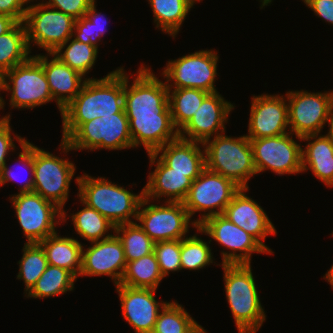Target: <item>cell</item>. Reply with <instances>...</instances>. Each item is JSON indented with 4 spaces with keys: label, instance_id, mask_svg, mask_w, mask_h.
I'll return each mask as SVG.
<instances>
[{
    "label": "cell",
    "instance_id": "obj_25",
    "mask_svg": "<svg viewBox=\"0 0 333 333\" xmlns=\"http://www.w3.org/2000/svg\"><path fill=\"white\" fill-rule=\"evenodd\" d=\"M301 141L309 142L301 149L302 172L310 169L327 187H333V140L330 134H309L301 137Z\"/></svg>",
    "mask_w": 333,
    "mask_h": 333
},
{
    "label": "cell",
    "instance_id": "obj_43",
    "mask_svg": "<svg viewBox=\"0 0 333 333\" xmlns=\"http://www.w3.org/2000/svg\"><path fill=\"white\" fill-rule=\"evenodd\" d=\"M94 1L95 0H49L48 2L44 1V3L50 8L60 10L74 19H80L82 16L86 15V12Z\"/></svg>",
    "mask_w": 333,
    "mask_h": 333
},
{
    "label": "cell",
    "instance_id": "obj_17",
    "mask_svg": "<svg viewBox=\"0 0 333 333\" xmlns=\"http://www.w3.org/2000/svg\"><path fill=\"white\" fill-rule=\"evenodd\" d=\"M233 109V104L225 101L218 91L209 93L193 117L179 131V138L203 144L211 137L223 134Z\"/></svg>",
    "mask_w": 333,
    "mask_h": 333
},
{
    "label": "cell",
    "instance_id": "obj_48",
    "mask_svg": "<svg viewBox=\"0 0 333 333\" xmlns=\"http://www.w3.org/2000/svg\"><path fill=\"white\" fill-rule=\"evenodd\" d=\"M0 91H2L1 90V76H0ZM4 105H5V101L3 99V96L2 97L0 96V109H4Z\"/></svg>",
    "mask_w": 333,
    "mask_h": 333
},
{
    "label": "cell",
    "instance_id": "obj_42",
    "mask_svg": "<svg viewBox=\"0 0 333 333\" xmlns=\"http://www.w3.org/2000/svg\"><path fill=\"white\" fill-rule=\"evenodd\" d=\"M10 114L5 115V117L0 118V173L3 166L6 164V158L9 152L16 150V144L13 140L17 141L20 145H22L27 139L22 138L21 136L15 135L12 137L11 132L12 128L10 126Z\"/></svg>",
    "mask_w": 333,
    "mask_h": 333
},
{
    "label": "cell",
    "instance_id": "obj_27",
    "mask_svg": "<svg viewBox=\"0 0 333 333\" xmlns=\"http://www.w3.org/2000/svg\"><path fill=\"white\" fill-rule=\"evenodd\" d=\"M44 249L49 265L70 271L79 277L82 265L83 245L75 238L55 234L39 242Z\"/></svg>",
    "mask_w": 333,
    "mask_h": 333
},
{
    "label": "cell",
    "instance_id": "obj_13",
    "mask_svg": "<svg viewBox=\"0 0 333 333\" xmlns=\"http://www.w3.org/2000/svg\"><path fill=\"white\" fill-rule=\"evenodd\" d=\"M10 197L26 243H39L57 232L55 228L62 222V210L54 203L33 191Z\"/></svg>",
    "mask_w": 333,
    "mask_h": 333
},
{
    "label": "cell",
    "instance_id": "obj_24",
    "mask_svg": "<svg viewBox=\"0 0 333 333\" xmlns=\"http://www.w3.org/2000/svg\"><path fill=\"white\" fill-rule=\"evenodd\" d=\"M48 56H53L51 60ZM43 66L44 73L49 83L53 100L57 103L59 111L62 110L77 96L87 79L67 64L61 62L52 53L34 56Z\"/></svg>",
    "mask_w": 333,
    "mask_h": 333
},
{
    "label": "cell",
    "instance_id": "obj_6",
    "mask_svg": "<svg viewBox=\"0 0 333 333\" xmlns=\"http://www.w3.org/2000/svg\"><path fill=\"white\" fill-rule=\"evenodd\" d=\"M33 167V192L62 210L63 223L67 219L63 207L69 197L70 182L76 166L69 159H62L33 144Z\"/></svg>",
    "mask_w": 333,
    "mask_h": 333
},
{
    "label": "cell",
    "instance_id": "obj_50",
    "mask_svg": "<svg viewBox=\"0 0 333 333\" xmlns=\"http://www.w3.org/2000/svg\"><path fill=\"white\" fill-rule=\"evenodd\" d=\"M260 2H262V4H261V9H262L264 6H267L268 4H270L272 2V0H260Z\"/></svg>",
    "mask_w": 333,
    "mask_h": 333
},
{
    "label": "cell",
    "instance_id": "obj_33",
    "mask_svg": "<svg viewBox=\"0 0 333 333\" xmlns=\"http://www.w3.org/2000/svg\"><path fill=\"white\" fill-rule=\"evenodd\" d=\"M80 202L84 208L70 215L77 234L89 242L110 238L113 234L108 231L111 229V232L112 230L114 232L115 226L98 211L90 208L81 200Z\"/></svg>",
    "mask_w": 333,
    "mask_h": 333
},
{
    "label": "cell",
    "instance_id": "obj_47",
    "mask_svg": "<svg viewBox=\"0 0 333 333\" xmlns=\"http://www.w3.org/2000/svg\"><path fill=\"white\" fill-rule=\"evenodd\" d=\"M323 277L328 281V283L333 288V265L331 266V268L328 270V272H326L325 276H323Z\"/></svg>",
    "mask_w": 333,
    "mask_h": 333
},
{
    "label": "cell",
    "instance_id": "obj_8",
    "mask_svg": "<svg viewBox=\"0 0 333 333\" xmlns=\"http://www.w3.org/2000/svg\"><path fill=\"white\" fill-rule=\"evenodd\" d=\"M289 131L301 141V137L321 133L324 124L333 118V91H288Z\"/></svg>",
    "mask_w": 333,
    "mask_h": 333
},
{
    "label": "cell",
    "instance_id": "obj_44",
    "mask_svg": "<svg viewBox=\"0 0 333 333\" xmlns=\"http://www.w3.org/2000/svg\"><path fill=\"white\" fill-rule=\"evenodd\" d=\"M33 0H0V14L14 18L17 22H23L28 9V4ZM27 6H24V5Z\"/></svg>",
    "mask_w": 333,
    "mask_h": 333
},
{
    "label": "cell",
    "instance_id": "obj_22",
    "mask_svg": "<svg viewBox=\"0 0 333 333\" xmlns=\"http://www.w3.org/2000/svg\"><path fill=\"white\" fill-rule=\"evenodd\" d=\"M249 189L241 188L227 205L223 216L253 236L268 252L273 253L263 243L267 235H275L277 231L263 208L245 193Z\"/></svg>",
    "mask_w": 333,
    "mask_h": 333
},
{
    "label": "cell",
    "instance_id": "obj_20",
    "mask_svg": "<svg viewBox=\"0 0 333 333\" xmlns=\"http://www.w3.org/2000/svg\"><path fill=\"white\" fill-rule=\"evenodd\" d=\"M119 294L122 315L135 333H152L156 320L168 302L160 303L155 298L156 289L132 288L116 285Z\"/></svg>",
    "mask_w": 333,
    "mask_h": 333
},
{
    "label": "cell",
    "instance_id": "obj_49",
    "mask_svg": "<svg viewBox=\"0 0 333 333\" xmlns=\"http://www.w3.org/2000/svg\"><path fill=\"white\" fill-rule=\"evenodd\" d=\"M329 126V131L328 133L330 134V136L332 137V140H333V118H332V121L330 124H328Z\"/></svg>",
    "mask_w": 333,
    "mask_h": 333
},
{
    "label": "cell",
    "instance_id": "obj_15",
    "mask_svg": "<svg viewBox=\"0 0 333 333\" xmlns=\"http://www.w3.org/2000/svg\"><path fill=\"white\" fill-rule=\"evenodd\" d=\"M292 135L288 132L275 137L249 139L257 174L268 169L281 176L302 173V146Z\"/></svg>",
    "mask_w": 333,
    "mask_h": 333
},
{
    "label": "cell",
    "instance_id": "obj_10",
    "mask_svg": "<svg viewBox=\"0 0 333 333\" xmlns=\"http://www.w3.org/2000/svg\"><path fill=\"white\" fill-rule=\"evenodd\" d=\"M150 202L152 201L145 197L142 198L136 221L139 222L138 225L155 243L168 240H182L189 233L190 224L195 228L198 227L191 220L183 202L165 201L163 205L149 204Z\"/></svg>",
    "mask_w": 333,
    "mask_h": 333
},
{
    "label": "cell",
    "instance_id": "obj_1",
    "mask_svg": "<svg viewBox=\"0 0 333 333\" xmlns=\"http://www.w3.org/2000/svg\"><path fill=\"white\" fill-rule=\"evenodd\" d=\"M115 113H125L123 67L104 78L85 81L77 96L62 110V140L66 141L83 123Z\"/></svg>",
    "mask_w": 333,
    "mask_h": 333
},
{
    "label": "cell",
    "instance_id": "obj_31",
    "mask_svg": "<svg viewBox=\"0 0 333 333\" xmlns=\"http://www.w3.org/2000/svg\"><path fill=\"white\" fill-rule=\"evenodd\" d=\"M156 28L176 37L193 5L188 0H148Z\"/></svg>",
    "mask_w": 333,
    "mask_h": 333
},
{
    "label": "cell",
    "instance_id": "obj_12",
    "mask_svg": "<svg viewBox=\"0 0 333 333\" xmlns=\"http://www.w3.org/2000/svg\"><path fill=\"white\" fill-rule=\"evenodd\" d=\"M218 58L216 51L212 49L200 50L169 60L161 75L166 78L167 88H195L208 93L217 92L214 81Z\"/></svg>",
    "mask_w": 333,
    "mask_h": 333
},
{
    "label": "cell",
    "instance_id": "obj_9",
    "mask_svg": "<svg viewBox=\"0 0 333 333\" xmlns=\"http://www.w3.org/2000/svg\"><path fill=\"white\" fill-rule=\"evenodd\" d=\"M75 20L43 1L29 5L23 21L29 49L31 42L47 53L54 52L73 36Z\"/></svg>",
    "mask_w": 333,
    "mask_h": 333
},
{
    "label": "cell",
    "instance_id": "obj_41",
    "mask_svg": "<svg viewBox=\"0 0 333 333\" xmlns=\"http://www.w3.org/2000/svg\"><path fill=\"white\" fill-rule=\"evenodd\" d=\"M22 148V152L19 153V161L20 164H23L28 172H31V177L28 180H22L21 182L25 181L23 183V186H20L19 193H25V192H32L34 187V179H33V143H30L28 140H26L22 145H20ZM19 164V165H20ZM19 176H17L13 170L9 169L7 167V163L3 166L1 173H0V186L5 185L6 182L16 181L19 180Z\"/></svg>",
    "mask_w": 333,
    "mask_h": 333
},
{
    "label": "cell",
    "instance_id": "obj_21",
    "mask_svg": "<svg viewBox=\"0 0 333 333\" xmlns=\"http://www.w3.org/2000/svg\"><path fill=\"white\" fill-rule=\"evenodd\" d=\"M148 156L151 163L150 166H156L154 171L149 173L148 182L143 187L144 197L149 200H157L163 196L168 197L166 202H183L189 192L192 181L201 173L175 172L155 152L149 153Z\"/></svg>",
    "mask_w": 333,
    "mask_h": 333
},
{
    "label": "cell",
    "instance_id": "obj_32",
    "mask_svg": "<svg viewBox=\"0 0 333 333\" xmlns=\"http://www.w3.org/2000/svg\"><path fill=\"white\" fill-rule=\"evenodd\" d=\"M152 333H207L183 306L175 301L168 302L159 312Z\"/></svg>",
    "mask_w": 333,
    "mask_h": 333
},
{
    "label": "cell",
    "instance_id": "obj_38",
    "mask_svg": "<svg viewBox=\"0 0 333 333\" xmlns=\"http://www.w3.org/2000/svg\"><path fill=\"white\" fill-rule=\"evenodd\" d=\"M196 234L180 240L181 270H199L213 263V255L208 244Z\"/></svg>",
    "mask_w": 333,
    "mask_h": 333
},
{
    "label": "cell",
    "instance_id": "obj_18",
    "mask_svg": "<svg viewBox=\"0 0 333 333\" xmlns=\"http://www.w3.org/2000/svg\"><path fill=\"white\" fill-rule=\"evenodd\" d=\"M287 127L288 105L283 95L253 96L246 135L249 139L280 136L288 133Z\"/></svg>",
    "mask_w": 333,
    "mask_h": 333
},
{
    "label": "cell",
    "instance_id": "obj_40",
    "mask_svg": "<svg viewBox=\"0 0 333 333\" xmlns=\"http://www.w3.org/2000/svg\"><path fill=\"white\" fill-rule=\"evenodd\" d=\"M153 252L164 278L169 275L170 271L181 270L180 240L156 242Z\"/></svg>",
    "mask_w": 333,
    "mask_h": 333
},
{
    "label": "cell",
    "instance_id": "obj_51",
    "mask_svg": "<svg viewBox=\"0 0 333 333\" xmlns=\"http://www.w3.org/2000/svg\"><path fill=\"white\" fill-rule=\"evenodd\" d=\"M192 5L195 4V2L201 1V0H188Z\"/></svg>",
    "mask_w": 333,
    "mask_h": 333
},
{
    "label": "cell",
    "instance_id": "obj_39",
    "mask_svg": "<svg viewBox=\"0 0 333 333\" xmlns=\"http://www.w3.org/2000/svg\"><path fill=\"white\" fill-rule=\"evenodd\" d=\"M95 2L96 0L90 5L85 16L75 20L72 37L77 41L91 44L98 49V41L101 40V37H104L105 30H107L104 28L107 25V20L104 14L97 12Z\"/></svg>",
    "mask_w": 333,
    "mask_h": 333
},
{
    "label": "cell",
    "instance_id": "obj_7",
    "mask_svg": "<svg viewBox=\"0 0 333 333\" xmlns=\"http://www.w3.org/2000/svg\"><path fill=\"white\" fill-rule=\"evenodd\" d=\"M1 90L11 92L9 102L14 109H33L53 101L43 66L34 55L1 77Z\"/></svg>",
    "mask_w": 333,
    "mask_h": 333
},
{
    "label": "cell",
    "instance_id": "obj_37",
    "mask_svg": "<svg viewBox=\"0 0 333 333\" xmlns=\"http://www.w3.org/2000/svg\"><path fill=\"white\" fill-rule=\"evenodd\" d=\"M23 256L18 261L19 272L17 279H23L25 294L36 284L40 276L46 270L48 261L44 249L39 243H25Z\"/></svg>",
    "mask_w": 333,
    "mask_h": 333
},
{
    "label": "cell",
    "instance_id": "obj_46",
    "mask_svg": "<svg viewBox=\"0 0 333 333\" xmlns=\"http://www.w3.org/2000/svg\"><path fill=\"white\" fill-rule=\"evenodd\" d=\"M17 23L14 18L0 14V36L10 31Z\"/></svg>",
    "mask_w": 333,
    "mask_h": 333
},
{
    "label": "cell",
    "instance_id": "obj_2",
    "mask_svg": "<svg viewBox=\"0 0 333 333\" xmlns=\"http://www.w3.org/2000/svg\"><path fill=\"white\" fill-rule=\"evenodd\" d=\"M76 183L80 200L106 217L115 227L134 222L131 217L136 221L139 204L144 197L143 189L141 193L134 194L106 178H94L86 173L76 177Z\"/></svg>",
    "mask_w": 333,
    "mask_h": 333
},
{
    "label": "cell",
    "instance_id": "obj_16",
    "mask_svg": "<svg viewBox=\"0 0 333 333\" xmlns=\"http://www.w3.org/2000/svg\"><path fill=\"white\" fill-rule=\"evenodd\" d=\"M128 78L124 72L126 114L171 113L166 83L158 79L149 67L140 66L132 85Z\"/></svg>",
    "mask_w": 333,
    "mask_h": 333
},
{
    "label": "cell",
    "instance_id": "obj_4",
    "mask_svg": "<svg viewBox=\"0 0 333 333\" xmlns=\"http://www.w3.org/2000/svg\"><path fill=\"white\" fill-rule=\"evenodd\" d=\"M205 168L232 180L240 188L249 189L248 180L257 174L253 150L246 135L233 138L217 135L203 144Z\"/></svg>",
    "mask_w": 333,
    "mask_h": 333
},
{
    "label": "cell",
    "instance_id": "obj_35",
    "mask_svg": "<svg viewBox=\"0 0 333 333\" xmlns=\"http://www.w3.org/2000/svg\"><path fill=\"white\" fill-rule=\"evenodd\" d=\"M63 49L65 50L63 51ZM52 54L61 62L67 64L85 77V75L89 73V70L95 65L98 49L91 44H86L70 37V39L60 45Z\"/></svg>",
    "mask_w": 333,
    "mask_h": 333
},
{
    "label": "cell",
    "instance_id": "obj_5",
    "mask_svg": "<svg viewBox=\"0 0 333 333\" xmlns=\"http://www.w3.org/2000/svg\"><path fill=\"white\" fill-rule=\"evenodd\" d=\"M60 150H122L133 147L126 113L97 117L83 123L66 141L61 140Z\"/></svg>",
    "mask_w": 333,
    "mask_h": 333
},
{
    "label": "cell",
    "instance_id": "obj_26",
    "mask_svg": "<svg viewBox=\"0 0 333 333\" xmlns=\"http://www.w3.org/2000/svg\"><path fill=\"white\" fill-rule=\"evenodd\" d=\"M199 142L177 138L168 142L155 153L170 167L179 173H201L205 169V152ZM160 154V155H159Z\"/></svg>",
    "mask_w": 333,
    "mask_h": 333
},
{
    "label": "cell",
    "instance_id": "obj_14",
    "mask_svg": "<svg viewBox=\"0 0 333 333\" xmlns=\"http://www.w3.org/2000/svg\"><path fill=\"white\" fill-rule=\"evenodd\" d=\"M196 229L231 250L221 251V265L251 264V254L269 253L253 236L223 215L208 217Z\"/></svg>",
    "mask_w": 333,
    "mask_h": 333
},
{
    "label": "cell",
    "instance_id": "obj_45",
    "mask_svg": "<svg viewBox=\"0 0 333 333\" xmlns=\"http://www.w3.org/2000/svg\"><path fill=\"white\" fill-rule=\"evenodd\" d=\"M305 4L316 16L333 26V0H309Z\"/></svg>",
    "mask_w": 333,
    "mask_h": 333
},
{
    "label": "cell",
    "instance_id": "obj_28",
    "mask_svg": "<svg viewBox=\"0 0 333 333\" xmlns=\"http://www.w3.org/2000/svg\"><path fill=\"white\" fill-rule=\"evenodd\" d=\"M23 22L0 36V76L16 65L27 61L31 55Z\"/></svg>",
    "mask_w": 333,
    "mask_h": 333
},
{
    "label": "cell",
    "instance_id": "obj_34",
    "mask_svg": "<svg viewBox=\"0 0 333 333\" xmlns=\"http://www.w3.org/2000/svg\"><path fill=\"white\" fill-rule=\"evenodd\" d=\"M76 277L68 270L49 265L26 297L48 298L72 291Z\"/></svg>",
    "mask_w": 333,
    "mask_h": 333
},
{
    "label": "cell",
    "instance_id": "obj_36",
    "mask_svg": "<svg viewBox=\"0 0 333 333\" xmlns=\"http://www.w3.org/2000/svg\"><path fill=\"white\" fill-rule=\"evenodd\" d=\"M114 233L123 244L126 262L139 259L154 251L155 242L137 222L118 225L115 227Z\"/></svg>",
    "mask_w": 333,
    "mask_h": 333
},
{
    "label": "cell",
    "instance_id": "obj_29",
    "mask_svg": "<svg viewBox=\"0 0 333 333\" xmlns=\"http://www.w3.org/2000/svg\"><path fill=\"white\" fill-rule=\"evenodd\" d=\"M164 279L161 274L158 261L154 252L139 259L126 263V268L120 285L132 288H158L161 280Z\"/></svg>",
    "mask_w": 333,
    "mask_h": 333
},
{
    "label": "cell",
    "instance_id": "obj_11",
    "mask_svg": "<svg viewBox=\"0 0 333 333\" xmlns=\"http://www.w3.org/2000/svg\"><path fill=\"white\" fill-rule=\"evenodd\" d=\"M240 189L232 180L205 168L192 181L183 205L191 218L195 212H204L200 219L194 220L198 226L208 217L222 215L233 196Z\"/></svg>",
    "mask_w": 333,
    "mask_h": 333
},
{
    "label": "cell",
    "instance_id": "obj_23",
    "mask_svg": "<svg viewBox=\"0 0 333 333\" xmlns=\"http://www.w3.org/2000/svg\"><path fill=\"white\" fill-rule=\"evenodd\" d=\"M129 120V131L133 148L144 146L147 154L179 137L174 127L171 113L126 114Z\"/></svg>",
    "mask_w": 333,
    "mask_h": 333
},
{
    "label": "cell",
    "instance_id": "obj_3",
    "mask_svg": "<svg viewBox=\"0 0 333 333\" xmlns=\"http://www.w3.org/2000/svg\"><path fill=\"white\" fill-rule=\"evenodd\" d=\"M226 299L239 333H256L266 320L251 264L222 265Z\"/></svg>",
    "mask_w": 333,
    "mask_h": 333
},
{
    "label": "cell",
    "instance_id": "obj_30",
    "mask_svg": "<svg viewBox=\"0 0 333 333\" xmlns=\"http://www.w3.org/2000/svg\"><path fill=\"white\" fill-rule=\"evenodd\" d=\"M168 91L172 122L174 127L180 131L193 117L209 93L195 88H168Z\"/></svg>",
    "mask_w": 333,
    "mask_h": 333
},
{
    "label": "cell",
    "instance_id": "obj_19",
    "mask_svg": "<svg viewBox=\"0 0 333 333\" xmlns=\"http://www.w3.org/2000/svg\"><path fill=\"white\" fill-rule=\"evenodd\" d=\"M87 249H82L80 276L107 275L113 279L115 286L120 284L126 268L124 248L116 234L110 238L91 242Z\"/></svg>",
    "mask_w": 333,
    "mask_h": 333
}]
</instances>
